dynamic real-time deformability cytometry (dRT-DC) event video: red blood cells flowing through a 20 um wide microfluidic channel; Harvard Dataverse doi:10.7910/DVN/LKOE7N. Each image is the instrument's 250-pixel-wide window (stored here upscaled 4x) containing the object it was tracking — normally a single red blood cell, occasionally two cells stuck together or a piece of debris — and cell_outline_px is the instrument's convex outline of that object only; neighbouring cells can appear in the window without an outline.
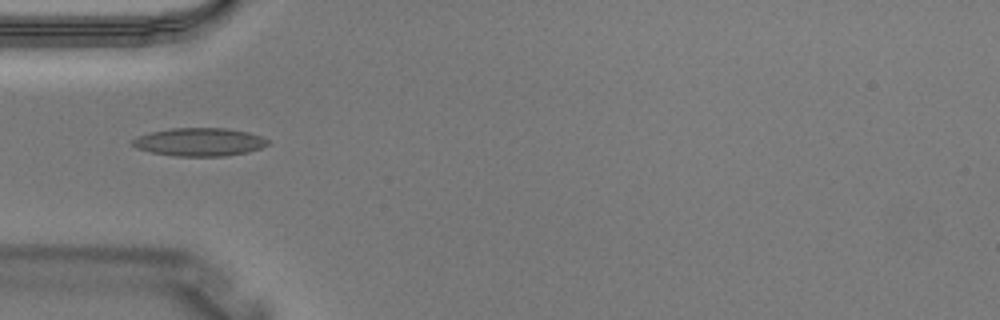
{"species": "Egyptian fruit bat (a non-hibernating species)", "species_latin": "Rousettus aegyptiacus", "temperature_condition": "warm", "stored_images_in_passage": 1, "camera_frame_rate_fps": 3000, "um_per_image_px": 0.085, "animal": {"sex": "male"}, "frame": {"image": 1, "passage_image": 1, "time_ms": 0.0, "image_size_px": [1000, 320], "cell_outline_px": [[272, 144], [248, 152], [224, 156], [176, 156], [152, 152], [136, 148], [132, 144], [132, 140], [136, 136], [152, 132], [172, 128], [228, 128], [248, 132], [260, 136], [268, 140]], "centroid_in_image_um": [16.98, 12.07], "position_along_channel_um": 68.0, "area_um2": 22.2}}